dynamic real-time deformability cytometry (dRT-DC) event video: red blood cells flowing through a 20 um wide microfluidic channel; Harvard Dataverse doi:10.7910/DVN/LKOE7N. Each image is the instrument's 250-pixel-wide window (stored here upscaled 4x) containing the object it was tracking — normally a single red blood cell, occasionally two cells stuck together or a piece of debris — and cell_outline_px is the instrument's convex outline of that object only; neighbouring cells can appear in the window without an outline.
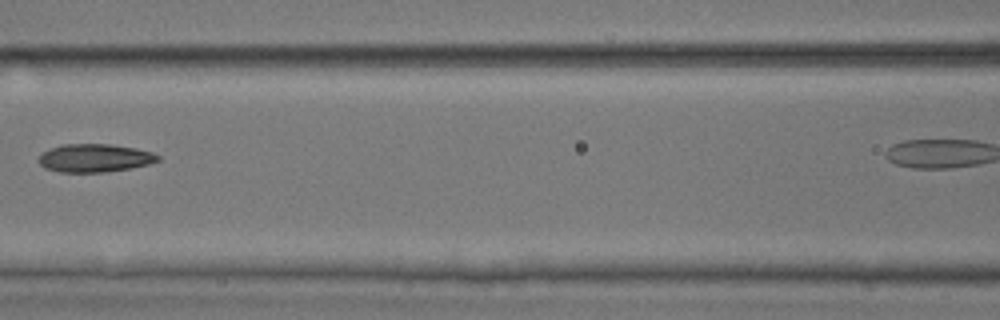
{"species": "common noctule bat (a hibernating species)", "species_latin": "Nyctalus noctula", "temperature_condition": "room temperature", "stored_images_in_passage": 8, "camera_frame_rate_fps": 3000, "um_per_image_px": 0.085, "animal": {"sex": "male", "body_mass_g": 17.9, "forearm_length_mm": 54.2}, "frame": {"image": 1, "passage_image": 6, "time_ms": 1.667, "image_size_px": [1000, 320], "cell_outline_px": [[160, 160], [148, 164], [132, 168], [104, 172], [60, 172], [44, 168], [36, 160], [40, 152], [60, 144], [112, 144], [136, 148], [152, 152], [160, 156]], "centroid_in_image_um": [8.0, 13.42], "position_along_channel_um": 158.6, "area_um2": 19.88}}